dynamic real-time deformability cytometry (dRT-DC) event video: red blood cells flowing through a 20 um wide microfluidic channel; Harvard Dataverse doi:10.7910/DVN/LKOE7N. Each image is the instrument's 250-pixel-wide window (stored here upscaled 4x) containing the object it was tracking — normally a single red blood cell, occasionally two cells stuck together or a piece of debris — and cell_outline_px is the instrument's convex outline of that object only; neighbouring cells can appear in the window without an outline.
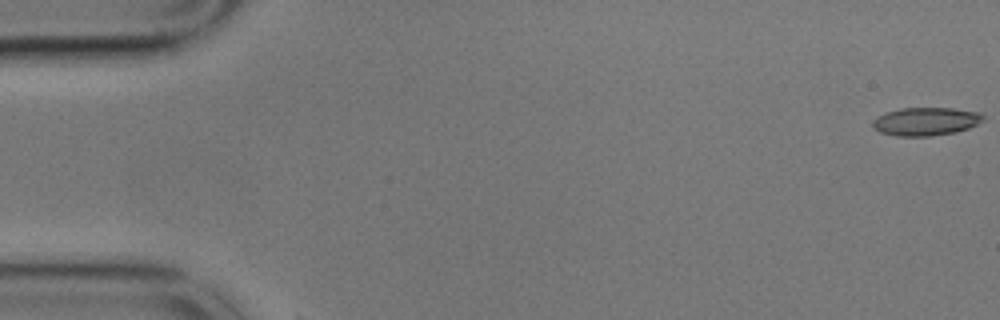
{"species": "common noctule bat (a hibernating species)", "species_latin": "Nyctalus noctula", "temperature_condition": "cold", "stored_images_in_passage": 2, "camera_frame_rate_fps": 3000, "um_per_image_px": 0.085, "animal": {"sex": "male", "body_mass_g": 17.9}, "frame": {"image": 1, "passage_image": 1, "time_ms": 0.0, "image_size_px": [1000, 320], "cell_outline_px": [[984, 120], [968, 128], [956, 132], [932, 136], [896, 136], [880, 132], [872, 128], [872, 120], [884, 112], [900, 108], [952, 108], [980, 112], [984, 116]], "centroid_in_image_um": [78.66, 10.32], "position_along_channel_um": 6.3, "area_um2": 18.32}}